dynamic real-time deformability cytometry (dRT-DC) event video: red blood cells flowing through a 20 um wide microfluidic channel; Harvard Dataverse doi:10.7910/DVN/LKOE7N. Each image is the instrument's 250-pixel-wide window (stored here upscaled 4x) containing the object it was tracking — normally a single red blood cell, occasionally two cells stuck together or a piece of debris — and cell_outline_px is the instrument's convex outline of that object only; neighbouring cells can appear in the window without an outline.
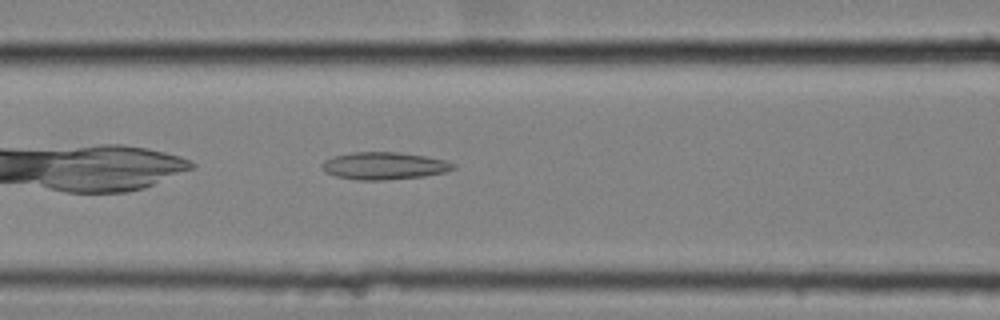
{"species": "common noctule bat (a hibernating species)", "species_latin": "Nyctalus noctula", "temperature_condition": "cold", "stored_images_in_passage": 36, "camera_frame_rate_fps": 3000, "um_per_image_px": 0.085, "animal": {"sex": "female", "body_mass_g": 25.1}, "frame": {"image": 1, "passage_image": 13, "time_ms": 4.0, "image_size_px": [1000, 320], "cell_outline_px": [[456, 168], [444, 172], [424, 176], [384, 180], [356, 180], [336, 176], [324, 172], [320, 164], [324, 160], [332, 156], [352, 152], [400, 152], [424, 156], [444, 160], [456, 164]], "centroid_in_image_um": [32.61, 14.09], "position_along_channel_um": 134.0, "area_um2": 21.04}}
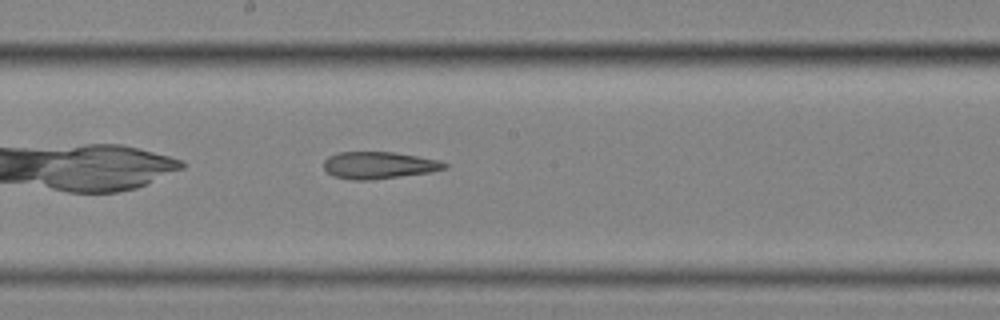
{"frame": {"image": 2, "passage_image": 20, "time_ms": 6.333, "image_size_px": [1000, 320], "cell_outline_px": [[448, 168], [428, 172], [372, 180], [352, 180], [332, 176], [324, 168], [324, 160], [328, 156], [336, 152], [396, 152], [436, 160], [448, 164]], "centroid_in_image_um": [32.15, 14.04], "position_along_channel_um": 216.1, "area_um2": 18.96}}
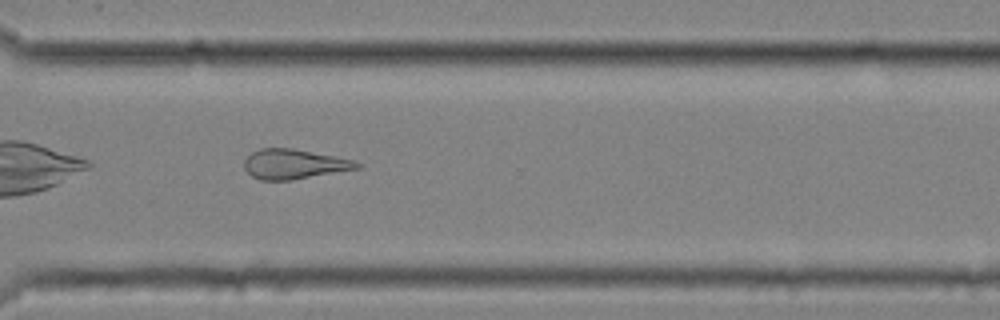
{"frame": {"image": 3, "passage_image": 31, "time_ms": 10.0, "image_size_px": [1000, 320], "cell_outline_px": [[364, 164], [360, 168], [292, 180], [260, 180], [252, 176], [244, 168], [244, 160], [252, 152], [260, 148], [292, 148], [352, 160]], "centroid_in_image_um": [24.98, 13.95], "position_along_channel_um": 345.6, "area_um2": 19.42}}